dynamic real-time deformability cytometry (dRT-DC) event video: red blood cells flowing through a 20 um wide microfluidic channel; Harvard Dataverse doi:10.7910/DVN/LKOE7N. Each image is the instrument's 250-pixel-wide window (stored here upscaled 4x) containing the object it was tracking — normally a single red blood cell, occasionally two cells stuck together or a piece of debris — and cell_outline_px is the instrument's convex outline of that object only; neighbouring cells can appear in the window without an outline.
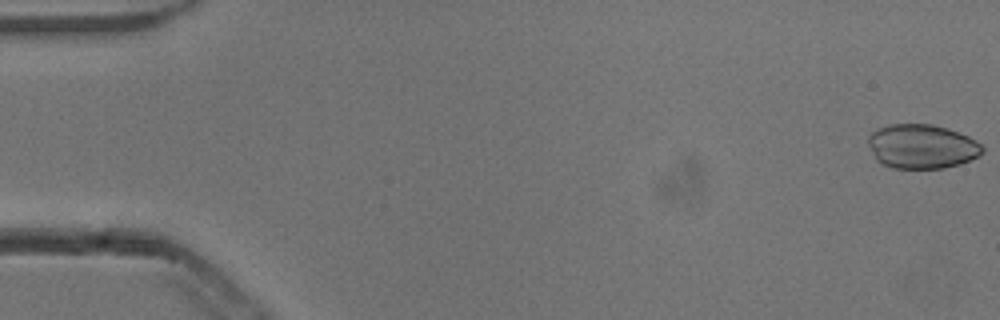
{"species": "common noctule bat (a hibernating species)", "species_latin": "Nyctalus noctula", "temperature_condition": "cold", "stored_images_in_passage": 13, "camera_frame_rate_fps": 3000, "um_per_image_px": 0.085, "animal": {"sex": "male", "body_mass_g": 13.3}, "frame": {"image": 1, "passage_image": 1, "time_ms": 0.0, "image_size_px": [1000, 320], "cell_outline_px": [[984, 152], [960, 164], [944, 168], [892, 168], [876, 160], [868, 144], [868, 136], [876, 128], [888, 124], [932, 124], [968, 136], [980, 144], [984, 148]], "centroid_in_image_um": [78.32, 12.44], "position_along_channel_um": 6.7, "area_um2": 29.3}}